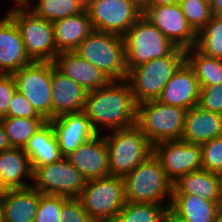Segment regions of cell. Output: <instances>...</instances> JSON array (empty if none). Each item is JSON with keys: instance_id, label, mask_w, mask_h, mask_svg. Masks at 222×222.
Here are the masks:
<instances>
[{"instance_id": "1", "label": "cell", "mask_w": 222, "mask_h": 222, "mask_svg": "<svg viewBox=\"0 0 222 222\" xmlns=\"http://www.w3.org/2000/svg\"><path fill=\"white\" fill-rule=\"evenodd\" d=\"M83 112L93 129L101 133L100 127L111 131L135 125L137 103L126 80L110 81L104 87L87 92Z\"/></svg>"}, {"instance_id": "2", "label": "cell", "mask_w": 222, "mask_h": 222, "mask_svg": "<svg viewBox=\"0 0 222 222\" xmlns=\"http://www.w3.org/2000/svg\"><path fill=\"white\" fill-rule=\"evenodd\" d=\"M185 62V49L176 47L169 55L150 60L127 71L126 81L138 104L158 100L167 82Z\"/></svg>"}, {"instance_id": "3", "label": "cell", "mask_w": 222, "mask_h": 222, "mask_svg": "<svg viewBox=\"0 0 222 222\" xmlns=\"http://www.w3.org/2000/svg\"><path fill=\"white\" fill-rule=\"evenodd\" d=\"M123 182L126 202L155 203L170 207L173 182L166 176L154 154L125 175ZM166 197H169V201L164 203Z\"/></svg>"}, {"instance_id": "4", "label": "cell", "mask_w": 222, "mask_h": 222, "mask_svg": "<svg viewBox=\"0 0 222 222\" xmlns=\"http://www.w3.org/2000/svg\"><path fill=\"white\" fill-rule=\"evenodd\" d=\"M109 151L111 175L124 177L153 154V145L145 134L133 125L103 134Z\"/></svg>"}, {"instance_id": "5", "label": "cell", "mask_w": 222, "mask_h": 222, "mask_svg": "<svg viewBox=\"0 0 222 222\" xmlns=\"http://www.w3.org/2000/svg\"><path fill=\"white\" fill-rule=\"evenodd\" d=\"M111 81L125 80L127 68L123 37L93 30L74 51Z\"/></svg>"}, {"instance_id": "6", "label": "cell", "mask_w": 222, "mask_h": 222, "mask_svg": "<svg viewBox=\"0 0 222 222\" xmlns=\"http://www.w3.org/2000/svg\"><path fill=\"white\" fill-rule=\"evenodd\" d=\"M187 110L159 100L137 105L136 126L154 145L166 140H181Z\"/></svg>"}, {"instance_id": "7", "label": "cell", "mask_w": 222, "mask_h": 222, "mask_svg": "<svg viewBox=\"0 0 222 222\" xmlns=\"http://www.w3.org/2000/svg\"><path fill=\"white\" fill-rule=\"evenodd\" d=\"M9 17L17 25L26 53L32 61L54 62L58 53L53 23L27 7H11Z\"/></svg>"}, {"instance_id": "8", "label": "cell", "mask_w": 222, "mask_h": 222, "mask_svg": "<svg viewBox=\"0 0 222 222\" xmlns=\"http://www.w3.org/2000/svg\"><path fill=\"white\" fill-rule=\"evenodd\" d=\"M127 71L169 55L176 46L143 15L123 36Z\"/></svg>"}, {"instance_id": "9", "label": "cell", "mask_w": 222, "mask_h": 222, "mask_svg": "<svg viewBox=\"0 0 222 222\" xmlns=\"http://www.w3.org/2000/svg\"><path fill=\"white\" fill-rule=\"evenodd\" d=\"M78 199L96 222H110L126 204L123 178L110 175L87 180Z\"/></svg>"}, {"instance_id": "10", "label": "cell", "mask_w": 222, "mask_h": 222, "mask_svg": "<svg viewBox=\"0 0 222 222\" xmlns=\"http://www.w3.org/2000/svg\"><path fill=\"white\" fill-rule=\"evenodd\" d=\"M16 90L22 93L45 120H52L51 62L33 61L12 73Z\"/></svg>"}, {"instance_id": "11", "label": "cell", "mask_w": 222, "mask_h": 222, "mask_svg": "<svg viewBox=\"0 0 222 222\" xmlns=\"http://www.w3.org/2000/svg\"><path fill=\"white\" fill-rule=\"evenodd\" d=\"M85 184L86 179L66 157L33 168L32 187L41 194L79 198Z\"/></svg>"}, {"instance_id": "12", "label": "cell", "mask_w": 222, "mask_h": 222, "mask_svg": "<svg viewBox=\"0 0 222 222\" xmlns=\"http://www.w3.org/2000/svg\"><path fill=\"white\" fill-rule=\"evenodd\" d=\"M86 11L94 30L124 36L143 15L129 0H88Z\"/></svg>"}, {"instance_id": "13", "label": "cell", "mask_w": 222, "mask_h": 222, "mask_svg": "<svg viewBox=\"0 0 222 222\" xmlns=\"http://www.w3.org/2000/svg\"><path fill=\"white\" fill-rule=\"evenodd\" d=\"M166 176L174 183L180 176L202 169L201 146L183 140H166L153 145Z\"/></svg>"}, {"instance_id": "14", "label": "cell", "mask_w": 222, "mask_h": 222, "mask_svg": "<svg viewBox=\"0 0 222 222\" xmlns=\"http://www.w3.org/2000/svg\"><path fill=\"white\" fill-rule=\"evenodd\" d=\"M146 17L176 47L188 49L195 47L197 33L188 24L179 3L141 7Z\"/></svg>"}, {"instance_id": "15", "label": "cell", "mask_w": 222, "mask_h": 222, "mask_svg": "<svg viewBox=\"0 0 222 222\" xmlns=\"http://www.w3.org/2000/svg\"><path fill=\"white\" fill-rule=\"evenodd\" d=\"M87 180L110 176L109 151L104 136L98 133L66 156Z\"/></svg>"}, {"instance_id": "16", "label": "cell", "mask_w": 222, "mask_h": 222, "mask_svg": "<svg viewBox=\"0 0 222 222\" xmlns=\"http://www.w3.org/2000/svg\"><path fill=\"white\" fill-rule=\"evenodd\" d=\"M48 122L52 125L63 157L98 134L83 111L63 114Z\"/></svg>"}, {"instance_id": "17", "label": "cell", "mask_w": 222, "mask_h": 222, "mask_svg": "<svg viewBox=\"0 0 222 222\" xmlns=\"http://www.w3.org/2000/svg\"><path fill=\"white\" fill-rule=\"evenodd\" d=\"M52 119L67 113L82 112L87 92L51 62Z\"/></svg>"}, {"instance_id": "18", "label": "cell", "mask_w": 222, "mask_h": 222, "mask_svg": "<svg viewBox=\"0 0 222 222\" xmlns=\"http://www.w3.org/2000/svg\"><path fill=\"white\" fill-rule=\"evenodd\" d=\"M200 87L194 70L185 61L165 85L159 101L189 110L199 103Z\"/></svg>"}, {"instance_id": "19", "label": "cell", "mask_w": 222, "mask_h": 222, "mask_svg": "<svg viewBox=\"0 0 222 222\" xmlns=\"http://www.w3.org/2000/svg\"><path fill=\"white\" fill-rule=\"evenodd\" d=\"M32 62L17 25L8 17L0 26V74H12Z\"/></svg>"}, {"instance_id": "20", "label": "cell", "mask_w": 222, "mask_h": 222, "mask_svg": "<svg viewBox=\"0 0 222 222\" xmlns=\"http://www.w3.org/2000/svg\"><path fill=\"white\" fill-rule=\"evenodd\" d=\"M54 63L62 73L88 92L104 87L111 81L97 67L74 51L59 53Z\"/></svg>"}, {"instance_id": "21", "label": "cell", "mask_w": 222, "mask_h": 222, "mask_svg": "<svg viewBox=\"0 0 222 222\" xmlns=\"http://www.w3.org/2000/svg\"><path fill=\"white\" fill-rule=\"evenodd\" d=\"M222 136V115L194 106L187 110L181 140L202 145Z\"/></svg>"}, {"instance_id": "22", "label": "cell", "mask_w": 222, "mask_h": 222, "mask_svg": "<svg viewBox=\"0 0 222 222\" xmlns=\"http://www.w3.org/2000/svg\"><path fill=\"white\" fill-rule=\"evenodd\" d=\"M197 195L222 206V191L217 173L199 170L180 176L173 183L172 195Z\"/></svg>"}, {"instance_id": "23", "label": "cell", "mask_w": 222, "mask_h": 222, "mask_svg": "<svg viewBox=\"0 0 222 222\" xmlns=\"http://www.w3.org/2000/svg\"><path fill=\"white\" fill-rule=\"evenodd\" d=\"M58 53L73 52L94 30L87 11L53 22Z\"/></svg>"}, {"instance_id": "24", "label": "cell", "mask_w": 222, "mask_h": 222, "mask_svg": "<svg viewBox=\"0 0 222 222\" xmlns=\"http://www.w3.org/2000/svg\"><path fill=\"white\" fill-rule=\"evenodd\" d=\"M0 178L7 189H23L32 186L25 181L33 180V169L23 148L0 152Z\"/></svg>"}, {"instance_id": "25", "label": "cell", "mask_w": 222, "mask_h": 222, "mask_svg": "<svg viewBox=\"0 0 222 222\" xmlns=\"http://www.w3.org/2000/svg\"><path fill=\"white\" fill-rule=\"evenodd\" d=\"M40 195L32 186L9 189L3 199V222H34Z\"/></svg>"}, {"instance_id": "26", "label": "cell", "mask_w": 222, "mask_h": 222, "mask_svg": "<svg viewBox=\"0 0 222 222\" xmlns=\"http://www.w3.org/2000/svg\"><path fill=\"white\" fill-rule=\"evenodd\" d=\"M23 150L28 155L32 169L52 164L63 157L52 125L48 121L28 139Z\"/></svg>"}, {"instance_id": "27", "label": "cell", "mask_w": 222, "mask_h": 222, "mask_svg": "<svg viewBox=\"0 0 222 222\" xmlns=\"http://www.w3.org/2000/svg\"><path fill=\"white\" fill-rule=\"evenodd\" d=\"M170 208L188 222H215L222 206L197 195H172Z\"/></svg>"}, {"instance_id": "28", "label": "cell", "mask_w": 222, "mask_h": 222, "mask_svg": "<svg viewBox=\"0 0 222 222\" xmlns=\"http://www.w3.org/2000/svg\"><path fill=\"white\" fill-rule=\"evenodd\" d=\"M185 61L194 70L200 88L222 83V59L206 56L192 47L185 50Z\"/></svg>"}, {"instance_id": "29", "label": "cell", "mask_w": 222, "mask_h": 222, "mask_svg": "<svg viewBox=\"0 0 222 222\" xmlns=\"http://www.w3.org/2000/svg\"><path fill=\"white\" fill-rule=\"evenodd\" d=\"M27 8L36 16L54 22L86 11L84 0H35Z\"/></svg>"}, {"instance_id": "30", "label": "cell", "mask_w": 222, "mask_h": 222, "mask_svg": "<svg viewBox=\"0 0 222 222\" xmlns=\"http://www.w3.org/2000/svg\"><path fill=\"white\" fill-rule=\"evenodd\" d=\"M2 125L12 148H24L28 139L47 121L43 118L2 117Z\"/></svg>"}, {"instance_id": "31", "label": "cell", "mask_w": 222, "mask_h": 222, "mask_svg": "<svg viewBox=\"0 0 222 222\" xmlns=\"http://www.w3.org/2000/svg\"><path fill=\"white\" fill-rule=\"evenodd\" d=\"M167 205L126 202L121 212L110 222H163Z\"/></svg>"}, {"instance_id": "32", "label": "cell", "mask_w": 222, "mask_h": 222, "mask_svg": "<svg viewBox=\"0 0 222 222\" xmlns=\"http://www.w3.org/2000/svg\"><path fill=\"white\" fill-rule=\"evenodd\" d=\"M195 48L206 56L222 59V16L213 15L197 33Z\"/></svg>"}, {"instance_id": "33", "label": "cell", "mask_w": 222, "mask_h": 222, "mask_svg": "<svg viewBox=\"0 0 222 222\" xmlns=\"http://www.w3.org/2000/svg\"><path fill=\"white\" fill-rule=\"evenodd\" d=\"M181 10L192 29L198 33L212 18L209 0H179Z\"/></svg>"}, {"instance_id": "34", "label": "cell", "mask_w": 222, "mask_h": 222, "mask_svg": "<svg viewBox=\"0 0 222 222\" xmlns=\"http://www.w3.org/2000/svg\"><path fill=\"white\" fill-rule=\"evenodd\" d=\"M68 198L55 195H40L34 222H62L61 208Z\"/></svg>"}, {"instance_id": "35", "label": "cell", "mask_w": 222, "mask_h": 222, "mask_svg": "<svg viewBox=\"0 0 222 222\" xmlns=\"http://www.w3.org/2000/svg\"><path fill=\"white\" fill-rule=\"evenodd\" d=\"M201 146L202 170L219 174L222 171V136Z\"/></svg>"}, {"instance_id": "36", "label": "cell", "mask_w": 222, "mask_h": 222, "mask_svg": "<svg viewBox=\"0 0 222 222\" xmlns=\"http://www.w3.org/2000/svg\"><path fill=\"white\" fill-rule=\"evenodd\" d=\"M198 106L222 115V83L201 87Z\"/></svg>"}, {"instance_id": "37", "label": "cell", "mask_w": 222, "mask_h": 222, "mask_svg": "<svg viewBox=\"0 0 222 222\" xmlns=\"http://www.w3.org/2000/svg\"><path fill=\"white\" fill-rule=\"evenodd\" d=\"M62 222H96L85 211L78 198H68L61 208Z\"/></svg>"}, {"instance_id": "38", "label": "cell", "mask_w": 222, "mask_h": 222, "mask_svg": "<svg viewBox=\"0 0 222 222\" xmlns=\"http://www.w3.org/2000/svg\"><path fill=\"white\" fill-rule=\"evenodd\" d=\"M4 117L42 118L30 101L17 90L12 96L7 114Z\"/></svg>"}, {"instance_id": "39", "label": "cell", "mask_w": 222, "mask_h": 222, "mask_svg": "<svg viewBox=\"0 0 222 222\" xmlns=\"http://www.w3.org/2000/svg\"><path fill=\"white\" fill-rule=\"evenodd\" d=\"M16 91L12 74H0V118L7 114L9 103Z\"/></svg>"}, {"instance_id": "40", "label": "cell", "mask_w": 222, "mask_h": 222, "mask_svg": "<svg viewBox=\"0 0 222 222\" xmlns=\"http://www.w3.org/2000/svg\"><path fill=\"white\" fill-rule=\"evenodd\" d=\"M12 149V146L9 142L8 136L6 135L5 129L0 120V152L7 151Z\"/></svg>"}, {"instance_id": "41", "label": "cell", "mask_w": 222, "mask_h": 222, "mask_svg": "<svg viewBox=\"0 0 222 222\" xmlns=\"http://www.w3.org/2000/svg\"><path fill=\"white\" fill-rule=\"evenodd\" d=\"M179 3V0H143L141 7L173 5Z\"/></svg>"}, {"instance_id": "42", "label": "cell", "mask_w": 222, "mask_h": 222, "mask_svg": "<svg viewBox=\"0 0 222 222\" xmlns=\"http://www.w3.org/2000/svg\"><path fill=\"white\" fill-rule=\"evenodd\" d=\"M163 222H188L176 214L170 207L165 211Z\"/></svg>"}, {"instance_id": "43", "label": "cell", "mask_w": 222, "mask_h": 222, "mask_svg": "<svg viewBox=\"0 0 222 222\" xmlns=\"http://www.w3.org/2000/svg\"><path fill=\"white\" fill-rule=\"evenodd\" d=\"M212 15L222 16V0H209Z\"/></svg>"}, {"instance_id": "44", "label": "cell", "mask_w": 222, "mask_h": 222, "mask_svg": "<svg viewBox=\"0 0 222 222\" xmlns=\"http://www.w3.org/2000/svg\"><path fill=\"white\" fill-rule=\"evenodd\" d=\"M7 187L3 184L1 178H0V199H4L7 194Z\"/></svg>"}, {"instance_id": "45", "label": "cell", "mask_w": 222, "mask_h": 222, "mask_svg": "<svg viewBox=\"0 0 222 222\" xmlns=\"http://www.w3.org/2000/svg\"><path fill=\"white\" fill-rule=\"evenodd\" d=\"M16 6L14 7H26V0H13V2Z\"/></svg>"}, {"instance_id": "46", "label": "cell", "mask_w": 222, "mask_h": 222, "mask_svg": "<svg viewBox=\"0 0 222 222\" xmlns=\"http://www.w3.org/2000/svg\"><path fill=\"white\" fill-rule=\"evenodd\" d=\"M3 199H0V222H3Z\"/></svg>"}, {"instance_id": "47", "label": "cell", "mask_w": 222, "mask_h": 222, "mask_svg": "<svg viewBox=\"0 0 222 222\" xmlns=\"http://www.w3.org/2000/svg\"><path fill=\"white\" fill-rule=\"evenodd\" d=\"M215 222H222V208L218 211Z\"/></svg>"}, {"instance_id": "48", "label": "cell", "mask_w": 222, "mask_h": 222, "mask_svg": "<svg viewBox=\"0 0 222 222\" xmlns=\"http://www.w3.org/2000/svg\"><path fill=\"white\" fill-rule=\"evenodd\" d=\"M129 1L134 2L141 9L143 0H129Z\"/></svg>"}, {"instance_id": "49", "label": "cell", "mask_w": 222, "mask_h": 222, "mask_svg": "<svg viewBox=\"0 0 222 222\" xmlns=\"http://www.w3.org/2000/svg\"><path fill=\"white\" fill-rule=\"evenodd\" d=\"M8 17H9V11H8V13H6V15H4L2 18H0V26Z\"/></svg>"}, {"instance_id": "50", "label": "cell", "mask_w": 222, "mask_h": 222, "mask_svg": "<svg viewBox=\"0 0 222 222\" xmlns=\"http://www.w3.org/2000/svg\"><path fill=\"white\" fill-rule=\"evenodd\" d=\"M218 176H219L220 187H221V191H222V171L218 174Z\"/></svg>"}, {"instance_id": "51", "label": "cell", "mask_w": 222, "mask_h": 222, "mask_svg": "<svg viewBox=\"0 0 222 222\" xmlns=\"http://www.w3.org/2000/svg\"><path fill=\"white\" fill-rule=\"evenodd\" d=\"M31 2H33V0H26V7H27Z\"/></svg>"}]
</instances>
